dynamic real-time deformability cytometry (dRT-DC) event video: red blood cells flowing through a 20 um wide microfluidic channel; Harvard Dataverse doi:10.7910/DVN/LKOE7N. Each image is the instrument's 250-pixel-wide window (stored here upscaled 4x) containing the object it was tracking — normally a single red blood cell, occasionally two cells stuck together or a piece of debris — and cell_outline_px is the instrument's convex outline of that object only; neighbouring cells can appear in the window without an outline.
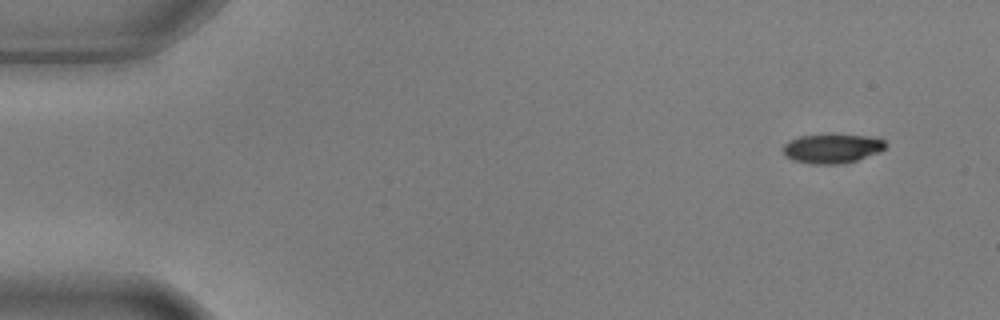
{"species": "common noctule bat (a hibernating species)", "species_latin": "Nyctalus noctula", "temperature_condition": "warm", "stored_images_in_passage": 6, "camera_frame_rate_fps": 3000, "um_per_image_px": 0.085, "animal": {"sex": "male", "body_mass_g": 17.9, "forearm_length_mm": 54.2}, "frame": {"image": 1, "passage_image": 2, "time_ms": 0.333, "image_size_px": [1000, 320], "cell_outline_px": [[888, 144], [880, 152], [844, 164], [812, 164], [796, 160], [788, 156], [784, 152], [784, 144], [788, 140], [800, 136], [828, 132], [868, 136], [884, 140]], "centroid_in_image_um": [70.76, 12.58], "position_along_channel_um": 14.2, "area_um2": 17.92}}
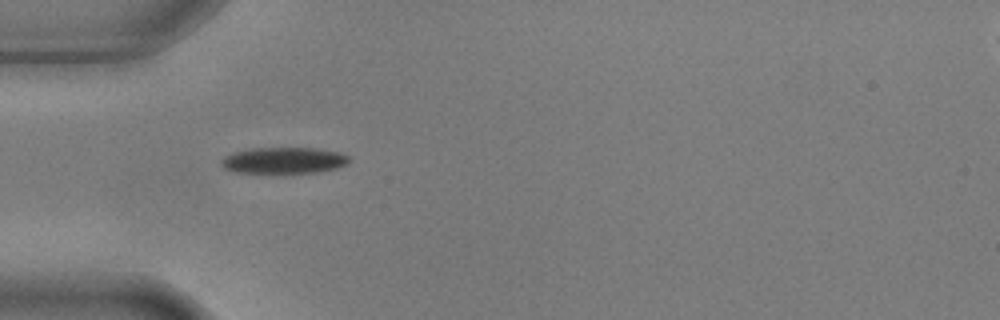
{"frame": {"image": 2, "passage_image": 5, "time_ms": 1.333, "image_size_px": [1000, 320], "cell_outline_px": [[348, 164], [336, 168], [320, 172], [236, 172], [224, 168], [220, 164], [220, 160], [224, 156], [232, 152], [252, 148], [316, 148], [336, 152], [348, 156]], "centroid_in_image_um": [24.08, 13.62], "position_along_channel_um": 60.9, "area_um2": 19.36}}
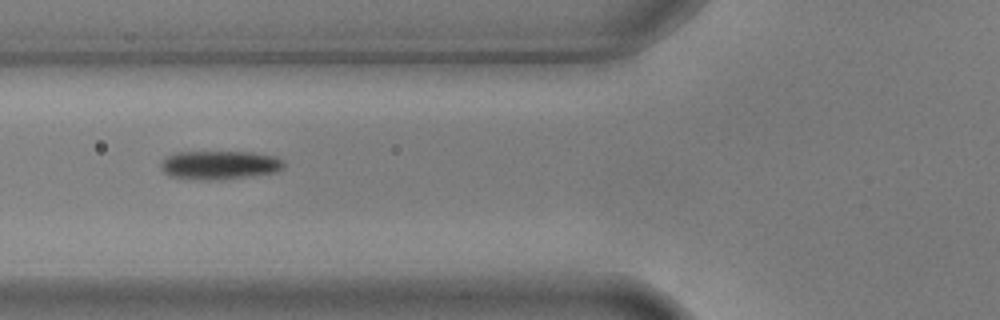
{"frame": {"image": 3, "passage_image": 6, "time_ms": 1.667, "image_size_px": [1000, 320], "cell_outline_px": [[284, 168], [276, 172], [244, 176], [208, 180], [204, 180], [172, 176], [164, 172], [160, 168], [160, 164], [168, 156], [180, 152], [252, 152], [276, 156], [284, 160]], "centroid_in_image_um": [18.7, 14.01], "position_along_channel_um": 107.1, "area_um2": 20.17}}